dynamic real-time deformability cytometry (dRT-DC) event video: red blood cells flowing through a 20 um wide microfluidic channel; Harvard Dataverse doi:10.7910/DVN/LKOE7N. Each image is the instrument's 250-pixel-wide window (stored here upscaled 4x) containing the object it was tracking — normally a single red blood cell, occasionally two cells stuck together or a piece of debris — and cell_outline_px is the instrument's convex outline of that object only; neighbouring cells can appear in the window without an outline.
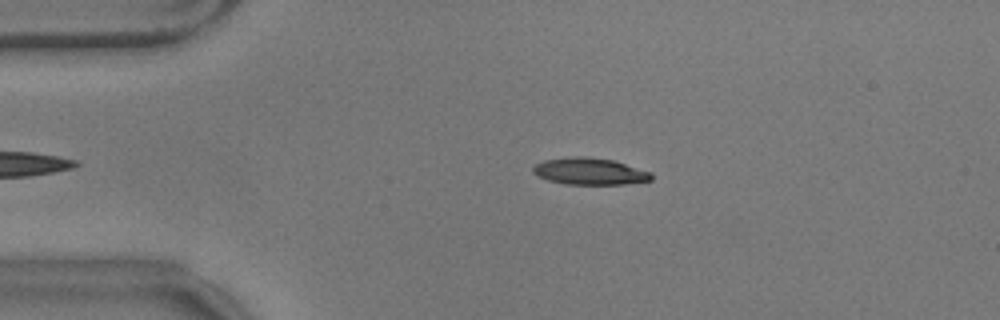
{"species": "common noctule bat (a hibernating species)", "species_latin": "Nyctalus noctula", "temperature_condition": "warm", "stored_images_in_passage": 45, "camera_frame_rate_fps": 3000, "um_per_image_px": 0.085, "animal": {"sex": "male", "body_mass_g": 17.9}, "frame": {"image": 1, "passage_image": 7, "time_ms": 2.0, "image_size_px": [1000, 320], "cell_outline_px": [[652, 180], [624, 184], [564, 184], [548, 180], [536, 176], [532, 172], [532, 168], [536, 164], [544, 160], [572, 156], [588, 156], [612, 160], [652, 172]], "centroid_in_image_um": [50.1, 14.56], "position_along_channel_um": 34.9, "area_um2": 18.55}}
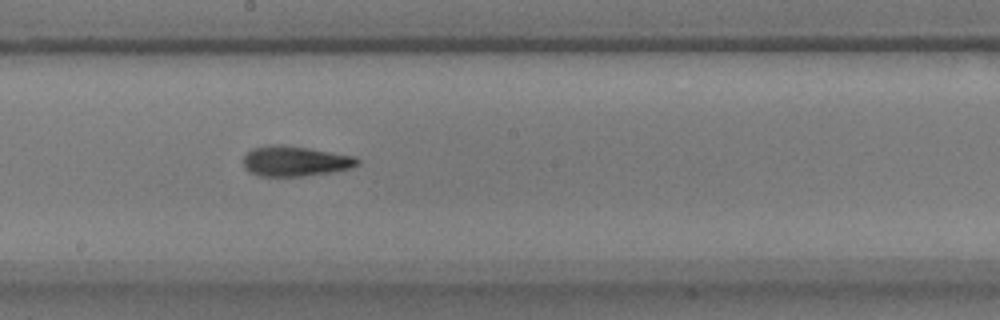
{"frame": {"image": 2, "passage_image": 26, "time_ms": 8.333, "image_size_px": [1000, 320], "cell_outline_px": [[360, 164], [352, 168], [304, 176], [260, 176], [248, 172], [244, 168], [244, 156], [252, 148], [276, 144], [280, 144], [308, 148], [356, 156], [360, 160]], "centroid_in_image_um": [25.1, 13.7], "position_along_channel_um": 223.1, "area_um2": 20.11}}
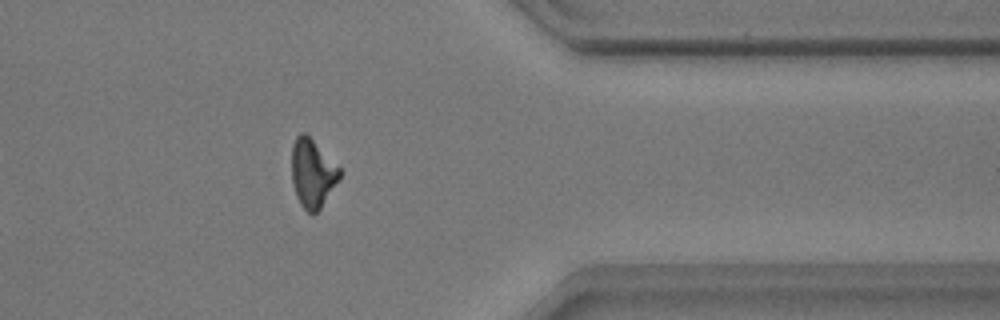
{"frame": {"image": 3, "passage_image": 41, "time_ms": 13.333, "image_size_px": [1000, 320], "cell_outline_px": [[340, 180], [320, 208], [312, 216], [300, 204], [296, 196], [292, 180], [292, 144], [296, 136], [300, 132], [304, 132], [340, 168]], "centroid_in_image_um": [26.55, 14.75], "position_along_channel_um": 384.8, "area_um2": 18.96}, "authors_computed_cell_mechanics": {"area_um2": 19.0162, "velocity_mm_per_s": 3.5386, "shape_relaxation_time_tau1_ms": 7.0092, "shape_relaxation_time_tau2_ms": 2.7477, "deformation_change_tau1": 0.2082, "deformation_change_tau2": 0.1113}}